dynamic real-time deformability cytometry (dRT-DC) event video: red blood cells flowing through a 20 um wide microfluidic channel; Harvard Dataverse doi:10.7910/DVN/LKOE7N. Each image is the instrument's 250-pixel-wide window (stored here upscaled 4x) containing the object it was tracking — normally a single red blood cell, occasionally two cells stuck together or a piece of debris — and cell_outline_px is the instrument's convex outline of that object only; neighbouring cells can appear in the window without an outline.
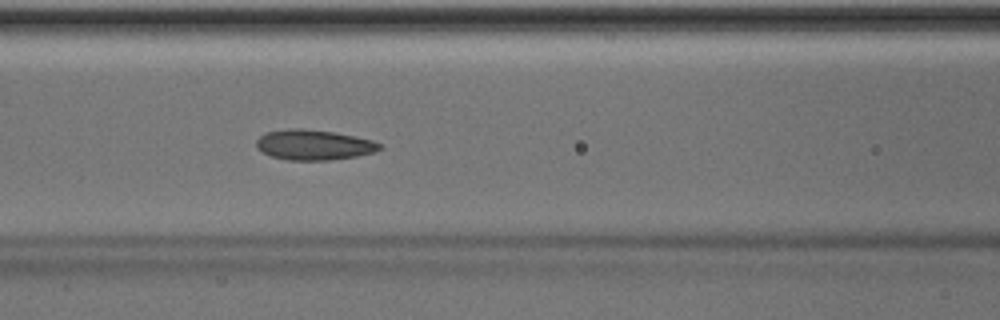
{"species": "Egyptian fruit bat (a non-hibernating species)", "species_latin": "Rousettus aegyptiacus", "temperature_condition": "room temperature", "stored_images_in_passage": 51, "camera_frame_rate_fps": 3000, "um_per_image_px": 0.085, "animal": {"sex": "male"}, "frame": {"image": 1, "passage_image": 22, "time_ms": 7.0, "image_size_px": [1000, 320], "cell_outline_px": [[384, 148], [376, 152], [356, 156], [328, 160], [288, 160], [272, 156], [256, 148], [256, 140], [264, 132], [288, 128], [300, 128], [332, 132], [372, 140], [380, 144]], "centroid_in_image_um": [26.66, 12.31], "position_along_channel_um": 139.9, "area_um2": 21.68}, "authors_computed_cell_mechanics": {"area_um2": 21.675, "velocity_mm_per_s": 4.0357, "shape_relaxation_time_tau1_ms": 3.7058, "shape_relaxation_time_tau2_ms": 1.7479, "deformation_change_tau1": 0.1043, "deformation_change_tau2": 0.064}}